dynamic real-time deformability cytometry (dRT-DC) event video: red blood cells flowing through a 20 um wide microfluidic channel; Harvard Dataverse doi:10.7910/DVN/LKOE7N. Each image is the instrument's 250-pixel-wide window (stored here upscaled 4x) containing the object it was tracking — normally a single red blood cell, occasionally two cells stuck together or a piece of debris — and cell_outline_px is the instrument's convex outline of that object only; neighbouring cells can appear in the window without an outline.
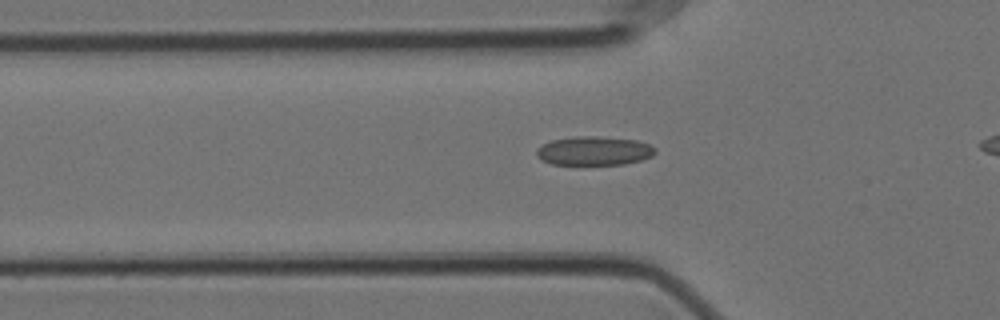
{"species": "Egyptian fruit bat (a non-hibernating species)", "species_latin": "Rousettus aegyptiacus", "temperature_condition": "cold", "stored_images_in_passage": 39, "camera_frame_rate_fps": 3000, "um_per_image_px": 0.085, "animal": {"sex": "female"}, "frame": {"image": 1, "passage_image": 11, "time_ms": 3.333, "image_size_px": [1000, 320], "cell_outline_px": [[656, 152], [652, 156], [640, 160], [624, 164], [552, 164], [540, 160], [536, 156], [536, 148], [552, 140], [576, 136], [596, 136], [636, 140], [648, 144], [656, 148]], "centroid_in_image_um": [50.48, 12.82], "position_along_channel_um": 75.3, "area_um2": 19.94}}
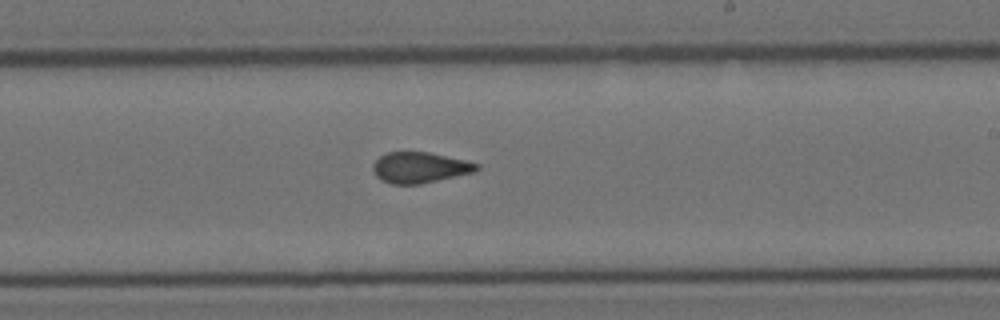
{"frame": {"image": 2, "passage_image": 26, "time_ms": 8.333, "image_size_px": [1000, 320], "cell_outline_px": [[480, 168], [476, 172], [420, 184], [392, 184], [380, 180], [376, 176], [372, 168], [372, 164], [380, 156], [388, 152], [428, 152], [464, 160], [480, 164]], "centroid_in_image_um": [35.68, 14.25], "position_along_channel_um": 253.3, "area_um2": 18.67}}
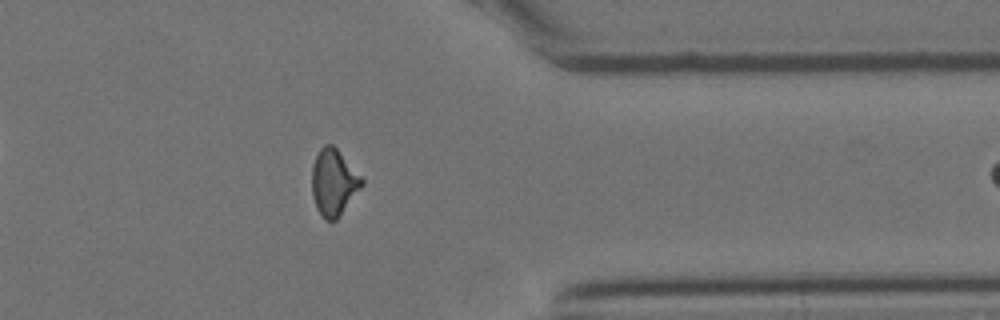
{"frame": {"image": 3, "passage_image": 38, "time_ms": 12.333, "image_size_px": [1000, 320], "cell_outline_px": [[364, 184], [340, 216], [336, 220], [324, 220], [316, 208], [312, 196], [312, 164], [320, 148], [324, 144], [332, 144], [336, 148], [364, 180]], "centroid_in_image_um": [28.35, 15.52], "position_along_channel_um": 383.1, "area_um2": 19.31}}